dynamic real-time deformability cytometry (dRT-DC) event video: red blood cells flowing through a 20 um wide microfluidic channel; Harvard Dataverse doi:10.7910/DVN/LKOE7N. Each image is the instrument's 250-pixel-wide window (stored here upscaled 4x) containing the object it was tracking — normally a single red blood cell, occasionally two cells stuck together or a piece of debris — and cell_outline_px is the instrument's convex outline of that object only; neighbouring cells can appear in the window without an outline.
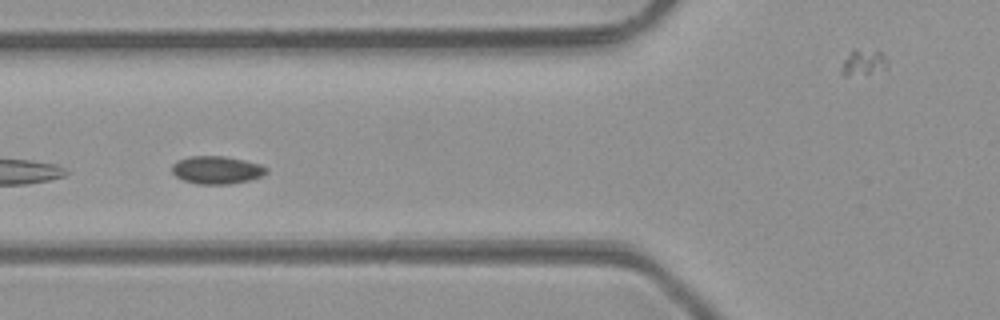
{"species": "common noctule bat (a hibernating species)", "species_latin": "Nyctalus noctula", "temperature_condition": "room temperature", "stored_images_in_passage": 31, "camera_frame_rate_fps": 3000, "um_per_image_px": 0.085, "animal": {"sex": "male", "body_mass_g": 23.1, "forearm_length_mm": 52.7}, "frame": {"image": 1, "passage_image": 4, "time_ms": 1.0, "image_size_px": [1000, 320], "cell_outline_px": [[268, 172], [264, 176], [232, 184], [196, 184], [184, 180], [176, 176], [172, 172], [172, 164], [176, 160], [188, 156], [224, 156], [244, 160], [260, 164], [268, 168]], "centroid_in_image_um": [18.43, 14.44], "position_along_channel_um": 107.4, "area_um2": 15.49}}
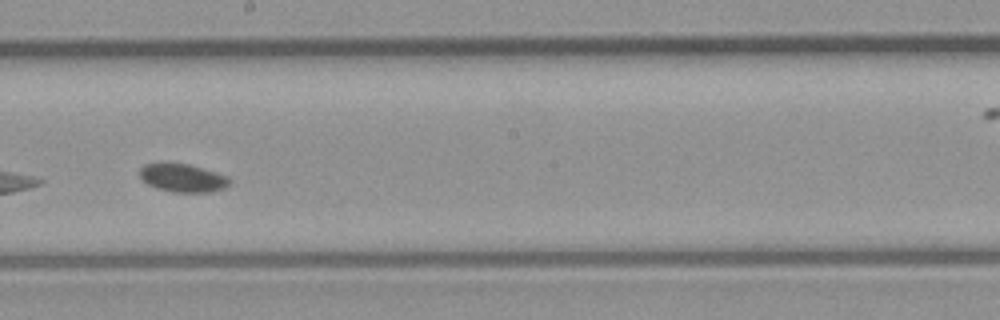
{"frame": {"image": 2, "passage_image": 13, "time_ms": 4.0, "image_size_px": [1000, 320], "cell_outline_px": [[232, 180], [224, 188], [212, 192], [172, 192], [156, 188], [140, 180], [140, 168], [144, 164], [160, 160], [168, 160], [188, 164], [216, 172], [228, 176]], "centroid_in_image_um": [15.46, 15.08], "position_along_channel_um": 232.7, "area_um2": 15.43}}
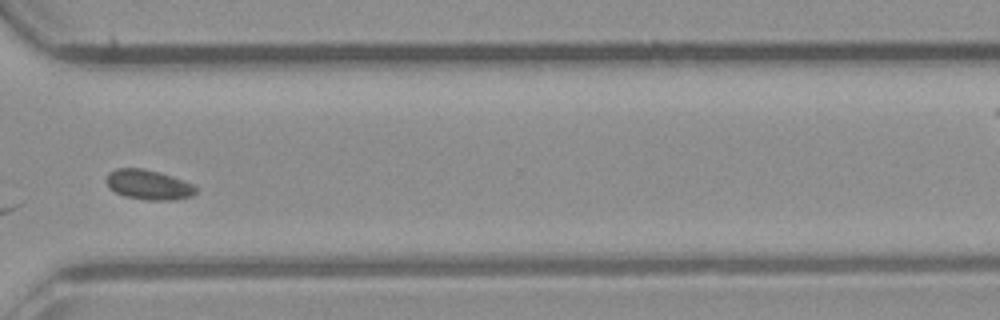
{"frame": {"image": 3, "passage_image": 22, "time_ms": 7.0, "image_size_px": [1000, 320], "cell_outline_px": [[196, 192], [192, 196], [176, 200], [148, 200], [124, 196], [116, 192], [104, 180], [108, 172], [116, 168], [144, 168], [160, 172], [172, 176], [192, 184], [196, 188]], "centroid_in_image_um": [12.61, 15.69], "position_along_channel_um": 358.0, "area_um2": 15.61}}